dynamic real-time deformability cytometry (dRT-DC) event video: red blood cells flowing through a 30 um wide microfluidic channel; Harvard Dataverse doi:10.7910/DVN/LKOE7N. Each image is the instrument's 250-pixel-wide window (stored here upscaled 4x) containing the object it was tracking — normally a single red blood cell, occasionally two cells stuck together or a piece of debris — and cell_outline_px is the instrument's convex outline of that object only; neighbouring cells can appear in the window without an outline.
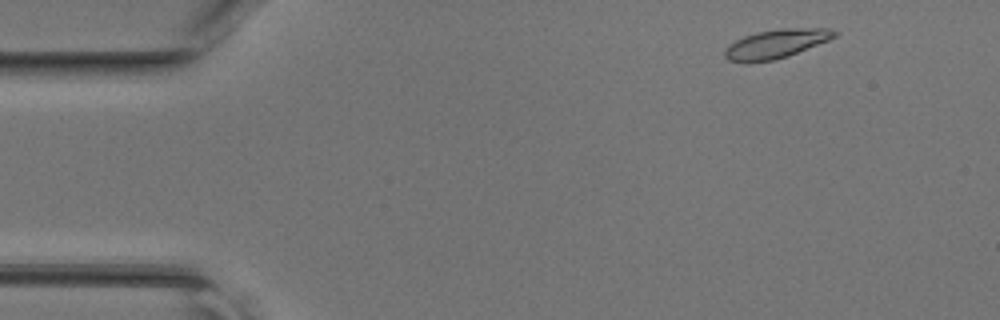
{"species": "common noctule bat (a hibernating species)", "species_latin": "Nyctalus noctula", "temperature_condition": "room temperature", "stored_images_in_passage": 43, "camera_frame_rate_fps": 3000, "um_per_image_px": 0.085, "animal": {"sex": "female", "body_mass_g": 17.0, "forearm_length_mm": 48.0}, "frame": {"image": 1, "passage_image": 2, "time_ms": 0.333, "image_size_px": [1000, 320], "cell_outline_px": [[840, 32], [836, 36], [828, 40], [788, 56], [772, 60], [728, 60], [724, 56], [724, 52], [736, 40], [744, 36], [756, 32], [780, 28], [832, 28]], "centroid_in_image_um": [66.07, 3.67], "position_along_channel_um": 18.9, "area_um2": 17.92}}
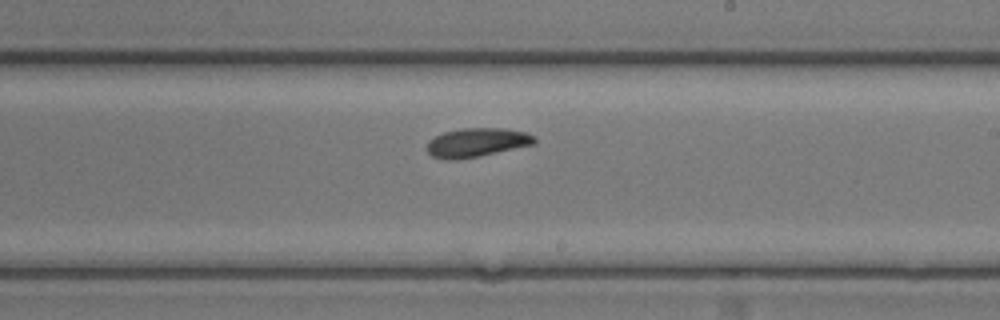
{"frame": {"image": 2, "passage_image": 24, "time_ms": 7.667, "image_size_px": [1000, 320], "cell_outline_px": [[536, 144], [480, 156], [456, 160], [444, 160], [432, 156], [428, 152], [428, 140], [444, 132], [460, 128], [500, 128], [524, 132], [536, 136]], "centroid_in_image_um": [40.54, 12.12], "position_along_channel_um": 248.5, "area_um2": 18.21}}
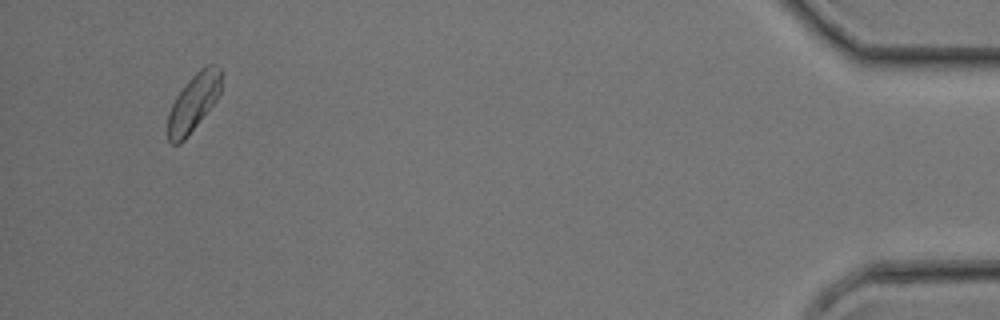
{"frame": {"image": 3, "passage_image": 41, "time_ms": 13.333, "image_size_px": [1000, 320], "cell_outline_px": [[224, 72], [220, 92], [216, 100], [188, 136], [180, 144], [172, 144], [168, 140], [168, 112], [176, 96], [188, 80], [200, 68], [208, 64], [216, 64]], "centroid_in_image_um": [16.48, 8.68], "position_along_channel_um": 418.7, "area_um2": 18.03}}